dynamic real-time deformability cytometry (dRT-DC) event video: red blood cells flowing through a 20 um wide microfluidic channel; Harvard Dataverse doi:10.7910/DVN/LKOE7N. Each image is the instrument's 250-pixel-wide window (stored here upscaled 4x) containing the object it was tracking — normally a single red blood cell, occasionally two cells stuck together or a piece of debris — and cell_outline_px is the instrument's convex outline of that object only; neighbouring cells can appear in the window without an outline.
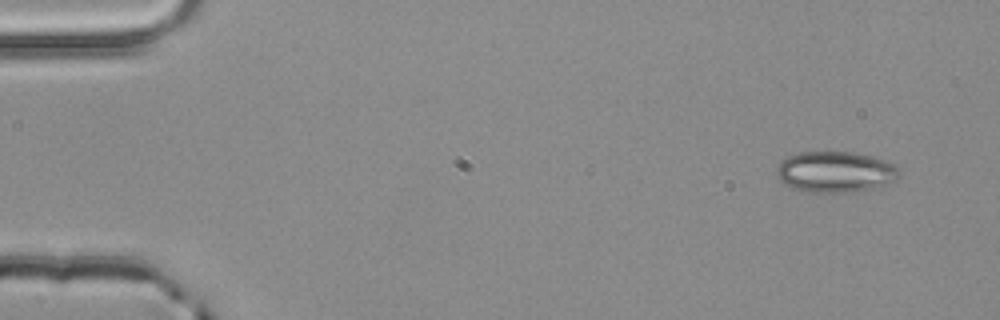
{"species": "common noctule bat (a hibernating species)", "species_latin": "Nyctalus noctula", "temperature_condition": "room temperature", "stored_images_in_passage": 4, "camera_frame_rate_fps": 3000, "um_per_image_px": 0.085, "animal": {"sex": "male", "body_mass_g": 20.4}, "frame": {"image": 1, "passage_image": 1, "time_ms": 0.0, "image_size_px": [1000, 320], "cell_outline_px": [[900, 176], [896, 180], [888, 184], [876, 188], [852, 192], [808, 192], [792, 188], [784, 184], [780, 180], [776, 172], [776, 168], [780, 160], [788, 156], [800, 152], [852, 152], [872, 156], [896, 164], [900, 172]], "centroid_in_image_um": [71.02, 14.61], "position_along_channel_um": 14.0, "area_um2": 29.65}}